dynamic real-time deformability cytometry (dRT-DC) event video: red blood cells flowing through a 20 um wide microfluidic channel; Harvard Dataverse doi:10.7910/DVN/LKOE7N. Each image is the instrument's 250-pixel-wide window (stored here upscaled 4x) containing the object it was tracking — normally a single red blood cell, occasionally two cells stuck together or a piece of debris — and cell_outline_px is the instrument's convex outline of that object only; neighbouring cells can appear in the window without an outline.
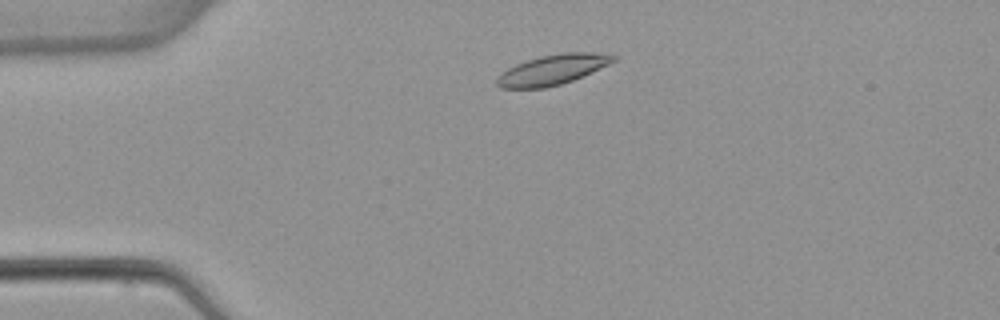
{"species": "common noctule bat (a hibernating species)", "species_latin": "Nyctalus noctula", "temperature_condition": "warm", "stored_images_in_passage": 3, "camera_frame_rate_fps": 3000, "um_per_image_px": 0.085, "animal": {"sex": "female", "body_mass_g": 22.7, "forearm_length_mm": 54.2}, "frame": {"image": 1, "passage_image": 2, "time_ms": 1.333, "image_size_px": [1000, 320], "cell_outline_px": [[620, 56], [616, 60], [592, 72], [572, 80], [560, 84], [544, 88], [500, 88], [496, 84], [496, 76], [508, 68], [516, 64], [540, 56], [564, 52], [592, 52]], "centroid_in_image_um": [46.95, 5.92], "position_along_channel_um": 38.0, "area_um2": 20.35}}